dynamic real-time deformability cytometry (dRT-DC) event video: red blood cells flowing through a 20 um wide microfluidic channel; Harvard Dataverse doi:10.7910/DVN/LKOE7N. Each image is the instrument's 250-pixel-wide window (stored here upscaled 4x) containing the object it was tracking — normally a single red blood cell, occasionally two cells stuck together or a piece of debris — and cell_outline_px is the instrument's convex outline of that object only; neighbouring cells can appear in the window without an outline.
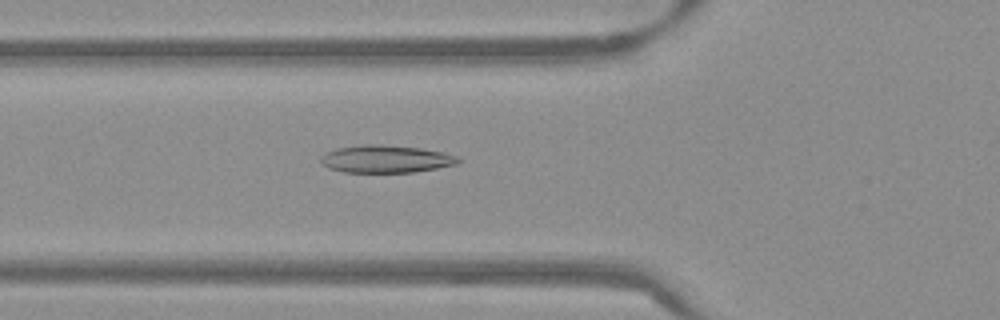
{"species": "Egyptian fruit bat (a non-hibernating species)", "species_latin": "Rousettus aegyptiacus", "temperature_condition": "warm", "stored_images_in_passage": 52, "camera_frame_rate_fps": 3000, "um_per_image_px": 0.085, "frame": {"image": 1, "passage_image": 18, "time_ms": 5.667, "image_size_px": [1000, 320], "cell_outline_px": [[460, 160], [456, 164], [436, 168], [412, 172], [344, 172], [328, 168], [320, 164], [320, 156], [324, 152], [336, 148], [364, 144], [380, 144], [420, 148], [444, 152], [460, 156]], "centroid_in_image_um": [32.75, 13.5], "position_along_channel_um": 93.0, "area_um2": 22.25}}
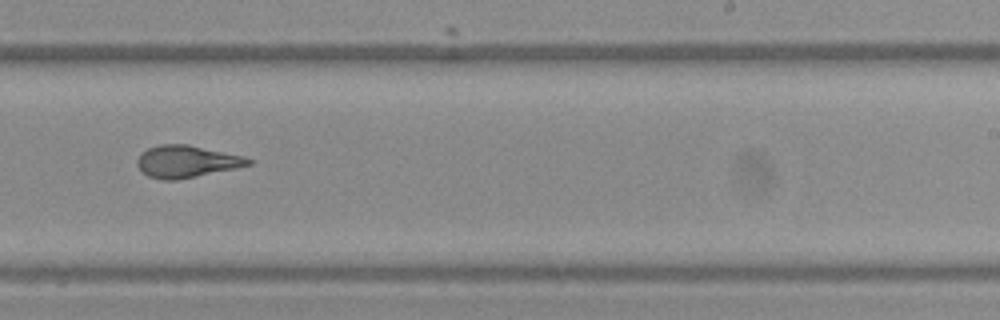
{"frame": {"image": 2, "passage_image": 32, "time_ms": 10.333, "image_size_px": [1000, 320], "cell_outline_px": [[252, 164], [236, 168], [176, 180], [164, 180], [148, 176], [140, 172], [136, 164], [136, 160], [148, 148], [160, 144], [188, 144], [244, 156], [252, 160]], "centroid_in_image_um": [15.84, 13.73], "position_along_channel_um": 273.2, "area_um2": 20.75}}
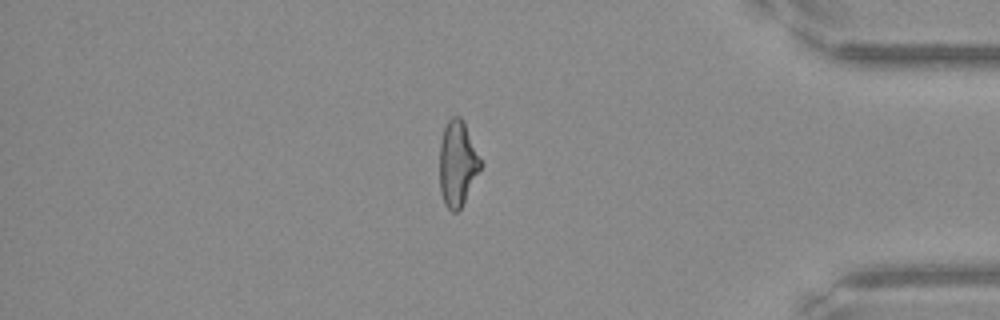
{"frame": {"image": 3, "passage_image": 44, "time_ms": 14.333, "image_size_px": [1000, 320], "cell_outline_px": [[484, 164], [460, 208], [456, 212], [452, 212], [444, 204], [440, 192], [440, 144], [444, 128], [448, 120], [452, 116], [460, 116]], "centroid_in_image_um": [38.89, 13.92], "position_along_channel_um": 396.3, "area_um2": 20.29}, "authors_computed_cell_mechanics": {"area_um2": 21.5016, "velocity_mm_per_s": 3.8471, "shape_relaxation_time_tau1_ms": 10.6552, "shape_relaxation_time_tau2_ms": 1.6538, "deformation_change_tau1": 0.2783, "deformation_change_tau2": 0.0965}}